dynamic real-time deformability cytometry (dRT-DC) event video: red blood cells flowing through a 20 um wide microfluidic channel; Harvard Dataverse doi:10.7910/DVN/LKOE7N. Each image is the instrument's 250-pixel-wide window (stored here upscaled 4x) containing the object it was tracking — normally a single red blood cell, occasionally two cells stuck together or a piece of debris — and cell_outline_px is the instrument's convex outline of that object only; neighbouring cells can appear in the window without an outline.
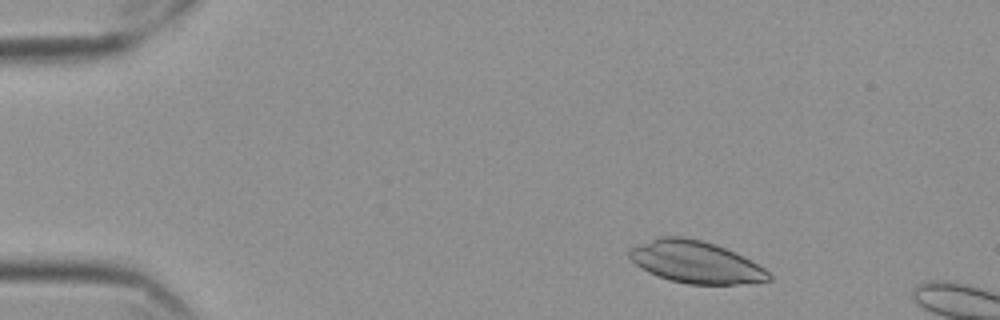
{"species": "Egyptian fruit bat (a non-hibernating species)", "species_latin": "Rousettus aegyptiacus", "temperature_condition": "cold", "stored_images_in_passage": 13, "camera_frame_rate_fps": 3000, "um_per_image_px": 0.085, "frame": {"image": 1, "passage_image": 4, "time_ms": 1.0, "image_size_px": [1000, 320], "cell_outline_px": [[772, 280], [752, 284], [688, 284], [668, 280], [648, 272], [640, 268], [628, 256], [628, 252], [632, 248], [660, 236], [684, 236], [716, 244], [736, 252], [764, 268], [772, 276]], "centroid_in_image_um": [59.17, 22.29], "position_along_channel_um": 25.8, "area_um2": 34.28}}